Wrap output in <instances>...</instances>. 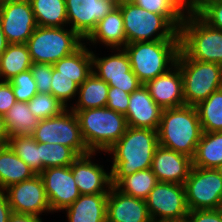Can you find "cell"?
Instances as JSON below:
<instances>
[{
    "mask_svg": "<svg viewBox=\"0 0 222 222\" xmlns=\"http://www.w3.org/2000/svg\"><path fill=\"white\" fill-rule=\"evenodd\" d=\"M158 146V130L128 126L124 135L103 153L104 158H109L111 163L112 186L123 177L151 168Z\"/></svg>",
    "mask_w": 222,
    "mask_h": 222,
    "instance_id": "1",
    "label": "cell"
},
{
    "mask_svg": "<svg viewBox=\"0 0 222 222\" xmlns=\"http://www.w3.org/2000/svg\"><path fill=\"white\" fill-rule=\"evenodd\" d=\"M202 133L195 106L163 109L158 129L160 146L193 158Z\"/></svg>",
    "mask_w": 222,
    "mask_h": 222,
    "instance_id": "2",
    "label": "cell"
},
{
    "mask_svg": "<svg viewBox=\"0 0 222 222\" xmlns=\"http://www.w3.org/2000/svg\"><path fill=\"white\" fill-rule=\"evenodd\" d=\"M132 72L145 85L176 65L180 40L142 41L126 44Z\"/></svg>",
    "mask_w": 222,
    "mask_h": 222,
    "instance_id": "3",
    "label": "cell"
},
{
    "mask_svg": "<svg viewBox=\"0 0 222 222\" xmlns=\"http://www.w3.org/2000/svg\"><path fill=\"white\" fill-rule=\"evenodd\" d=\"M72 111L78 117L83 140L90 152H107L128 128L125 115L107 107Z\"/></svg>",
    "mask_w": 222,
    "mask_h": 222,
    "instance_id": "4",
    "label": "cell"
},
{
    "mask_svg": "<svg viewBox=\"0 0 222 222\" xmlns=\"http://www.w3.org/2000/svg\"><path fill=\"white\" fill-rule=\"evenodd\" d=\"M179 36L180 49L190 59L222 66V30L209 26L194 11H188Z\"/></svg>",
    "mask_w": 222,
    "mask_h": 222,
    "instance_id": "5",
    "label": "cell"
},
{
    "mask_svg": "<svg viewBox=\"0 0 222 222\" xmlns=\"http://www.w3.org/2000/svg\"><path fill=\"white\" fill-rule=\"evenodd\" d=\"M176 65L182 73L185 105L197 106L222 88L221 65L192 60L181 49Z\"/></svg>",
    "mask_w": 222,
    "mask_h": 222,
    "instance_id": "6",
    "label": "cell"
},
{
    "mask_svg": "<svg viewBox=\"0 0 222 222\" xmlns=\"http://www.w3.org/2000/svg\"><path fill=\"white\" fill-rule=\"evenodd\" d=\"M84 40L70 27L37 26L26 45L33 63L54 64L73 54Z\"/></svg>",
    "mask_w": 222,
    "mask_h": 222,
    "instance_id": "7",
    "label": "cell"
},
{
    "mask_svg": "<svg viewBox=\"0 0 222 222\" xmlns=\"http://www.w3.org/2000/svg\"><path fill=\"white\" fill-rule=\"evenodd\" d=\"M127 44L142 41L180 40L179 30L163 15L133 3L119 5Z\"/></svg>",
    "mask_w": 222,
    "mask_h": 222,
    "instance_id": "8",
    "label": "cell"
},
{
    "mask_svg": "<svg viewBox=\"0 0 222 222\" xmlns=\"http://www.w3.org/2000/svg\"><path fill=\"white\" fill-rule=\"evenodd\" d=\"M31 136L39 143L67 146L78 156L91 153L83 140L78 117L70 108L58 116L40 120Z\"/></svg>",
    "mask_w": 222,
    "mask_h": 222,
    "instance_id": "9",
    "label": "cell"
},
{
    "mask_svg": "<svg viewBox=\"0 0 222 222\" xmlns=\"http://www.w3.org/2000/svg\"><path fill=\"white\" fill-rule=\"evenodd\" d=\"M103 53L92 49V72L109 87H117L131 94L143 85L132 72L129 57L123 48L104 49Z\"/></svg>",
    "mask_w": 222,
    "mask_h": 222,
    "instance_id": "10",
    "label": "cell"
},
{
    "mask_svg": "<svg viewBox=\"0 0 222 222\" xmlns=\"http://www.w3.org/2000/svg\"><path fill=\"white\" fill-rule=\"evenodd\" d=\"M184 188L189 210L221 208L222 177L214 168L192 166Z\"/></svg>",
    "mask_w": 222,
    "mask_h": 222,
    "instance_id": "11",
    "label": "cell"
},
{
    "mask_svg": "<svg viewBox=\"0 0 222 222\" xmlns=\"http://www.w3.org/2000/svg\"><path fill=\"white\" fill-rule=\"evenodd\" d=\"M145 201L152 222L183 220L189 212L184 184L158 182Z\"/></svg>",
    "mask_w": 222,
    "mask_h": 222,
    "instance_id": "12",
    "label": "cell"
},
{
    "mask_svg": "<svg viewBox=\"0 0 222 222\" xmlns=\"http://www.w3.org/2000/svg\"><path fill=\"white\" fill-rule=\"evenodd\" d=\"M101 155L103 153L91 152L79 156L70 165L80 195L109 193L112 187L111 168L108 165V158L106 162ZM98 156H101V161L100 158H96ZM103 162L107 163L109 168L106 164L104 166Z\"/></svg>",
    "mask_w": 222,
    "mask_h": 222,
    "instance_id": "13",
    "label": "cell"
},
{
    "mask_svg": "<svg viewBox=\"0 0 222 222\" xmlns=\"http://www.w3.org/2000/svg\"><path fill=\"white\" fill-rule=\"evenodd\" d=\"M12 212L39 217L52 215L43 180L40 175L9 186L4 190Z\"/></svg>",
    "mask_w": 222,
    "mask_h": 222,
    "instance_id": "14",
    "label": "cell"
},
{
    "mask_svg": "<svg viewBox=\"0 0 222 222\" xmlns=\"http://www.w3.org/2000/svg\"><path fill=\"white\" fill-rule=\"evenodd\" d=\"M0 21L9 44H26L37 23L29 0L0 3Z\"/></svg>",
    "mask_w": 222,
    "mask_h": 222,
    "instance_id": "15",
    "label": "cell"
},
{
    "mask_svg": "<svg viewBox=\"0 0 222 222\" xmlns=\"http://www.w3.org/2000/svg\"><path fill=\"white\" fill-rule=\"evenodd\" d=\"M65 4L68 27L83 40L117 7L115 0H65Z\"/></svg>",
    "mask_w": 222,
    "mask_h": 222,
    "instance_id": "16",
    "label": "cell"
},
{
    "mask_svg": "<svg viewBox=\"0 0 222 222\" xmlns=\"http://www.w3.org/2000/svg\"><path fill=\"white\" fill-rule=\"evenodd\" d=\"M39 175L53 215L60 214L80 196L70 166L46 168Z\"/></svg>",
    "mask_w": 222,
    "mask_h": 222,
    "instance_id": "17",
    "label": "cell"
},
{
    "mask_svg": "<svg viewBox=\"0 0 222 222\" xmlns=\"http://www.w3.org/2000/svg\"><path fill=\"white\" fill-rule=\"evenodd\" d=\"M162 112L149 90L142 85L131 93L125 117L129 127L158 130Z\"/></svg>",
    "mask_w": 222,
    "mask_h": 222,
    "instance_id": "18",
    "label": "cell"
},
{
    "mask_svg": "<svg viewBox=\"0 0 222 222\" xmlns=\"http://www.w3.org/2000/svg\"><path fill=\"white\" fill-rule=\"evenodd\" d=\"M192 168L189 156L158 146L152 159V172L159 182L184 184Z\"/></svg>",
    "mask_w": 222,
    "mask_h": 222,
    "instance_id": "19",
    "label": "cell"
},
{
    "mask_svg": "<svg viewBox=\"0 0 222 222\" xmlns=\"http://www.w3.org/2000/svg\"><path fill=\"white\" fill-rule=\"evenodd\" d=\"M145 86L152 99L162 109L185 105L182 73L177 65L166 73L148 81Z\"/></svg>",
    "mask_w": 222,
    "mask_h": 222,
    "instance_id": "20",
    "label": "cell"
},
{
    "mask_svg": "<svg viewBox=\"0 0 222 222\" xmlns=\"http://www.w3.org/2000/svg\"><path fill=\"white\" fill-rule=\"evenodd\" d=\"M84 43L91 49H97L99 47L101 51H103L101 48H124L126 46L127 37L124 31L123 16L119 6L114 8L97 23L95 29L84 40Z\"/></svg>",
    "mask_w": 222,
    "mask_h": 222,
    "instance_id": "21",
    "label": "cell"
},
{
    "mask_svg": "<svg viewBox=\"0 0 222 222\" xmlns=\"http://www.w3.org/2000/svg\"><path fill=\"white\" fill-rule=\"evenodd\" d=\"M107 222H152L146 201L126 195L114 186L107 197Z\"/></svg>",
    "mask_w": 222,
    "mask_h": 222,
    "instance_id": "22",
    "label": "cell"
},
{
    "mask_svg": "<svg viewBox=\"0 0 222 222\" xmlns=\"http://www.w3.org/2000/svg\"><path fill=\"white\" fill-rule=\"evenodd\" d=\"M108 194L80 195L61 213L66 222H107Z\"/></svg>",
    "mask_w": 222,
    "mask_h": 222,
    "instance_id": "23",
    "label": "cell"
},
{
    "mask_svg": "<svg viewBox=\"0 0 222 222\" xmlns=\"http://www.w3.org/2000/svg\"><path fill=\"white\" fill-rule=\"evenodd\" d=\"M57 75L70 77L80 86L92 73V49L85 43L73 54L53 64Z\"/></svg>",
    "mask_w": 222,
    "mask_h": 222,
    "instance_id": "24",
    "label": "cell"
},
{
    "mask_svg": "<svg viewBox=\"0 0 222 222\" xmlns=\"http://www.w3.org/2000/svg\"><path fill=\"white\" fill-rule=\"evenodd\" d=\"M34 171L11 148L0 146V190L33 178Z\"/></svg>",
    "mask_w": 222,
    "mask_h": 222,
    "instance_id": "25",
    "label": "cell"
},
{
    "mask_svg": "<svg viewBox=\"0 0 222 222\" xmlns=\"http://www.w3.org/2000/svg\"><path fill=\"white\" fill-rule=\"evenodd\" d=\"M109 85L93 72L78 87V94L71 110H85L106 107Z\"/></svg>",
    "mask_w": 222,
    "mask_h": 222,
    "instance_id": "26",
    "label": "cell"
},
{
    "mask_svg": "<svg viewBox=\"0 0 222 222\" xmlns=\"http://www.w3.org/2000/svg\"><path fill=\"white\" fill-rule=\"evenodd\" d=\"M32 64L26 44H9L0 56V80L9 81L15 75L29 70Z\"/></svg>",
    "mask_w": 222,
    "mask_h": 222,
    "instance_id": "27",
    "label": "cell"
},
{
    "mask_svg": "<svg viewBox=\"0 0 222 222\" xmlns=\"http://www.w3.org/2000/svg\"><path fill=\"white\" fill-rule=\"evenodd\" d=\"M222 164V132H203L192 158V166L216 168Z\"/></svg>",
    "mask_w": 222,
    "mask_h": 222,
    "instance_id": "28",
    "label": "cell"
},
{
    "mask_svg": "<svg viewBox=\"0 0 222 222\" xmlns=\"http://www.w3.org/2000/svg\"><path fill=\"white\" fill-rule=\"evenodd\" d=\"M37 26H68L65 0H29Z\"/></svg>",
    "mask_w": 222,
    "mask_h": 222,
    "instance_id": "29",
    "label": "cell"
},
{
    "mask_svg": "<svg viewBox=\"0 0 222 222\" xmlns=\"http://www.w3.org/2000/svg\"><path fill=\"white\" fill-rule=\"evenodd\" d=\"M4 119L10 137L32 135L40 121L30 111L28 103L21 101L15 102Z\"/></svg>",
    "mask_w": 222,
    "mask_h": 222,
    "instance_id": "30",
    "label": "cell"
},
{
    "mask_svg": "<svg viewBox=\"0 0 222 222\" xmlns=\"http://www.w3.org/2000/svg\"><path fill=\"white\" fill-rule=\"evenodd\" d=\"M195 107L203 132H222V88Z\"/></svg>",
    "mask_w": 222,
    "mask_h": 222,
    "instance_id": "31",
    "label": "cell"
},
{
    "mask_svg": "<svg viewBox=\"0 0 222 222\" xmlns=\"http://www.w3.org/2000/svg\"><path fill=\"white\" fill-rule=\"evenodd\" d=\"M158 182L149 168L123 177L114 187L126 195L145 200Z\"/></svg>",
    "mask_w": 222,
    "mask_h": 222,
    "instance_id": "32",
    "label": "cell"
},
{
    "mask_svg": "<svg viewBox=\"0 0 222 222\" xmlns=\"http://www.w3.org/2000/svg\"><path fill=\"white\" fill-rule=\"evenodd\" d=\"M7 145L36 175L44 170L40 158V143L31 135L11 136Z\"/></svg>",
    "mask_w": 222,
    "mask_h": 222,
    "instance_id": "33",
    "label": "cell"
},
{
    "mask_svg": "<svg viewBox=\"0 0 222 222\" xmlns=\"http://www.w3.org/2000/svg\"><path fill=\"white\" fill-rule=\"evenodd\" d=\"M139 7L165 16L178 30H180L188 9L180 0H135Z\"/></svg>",
    "mask_w": 222,
    "mask_h": 222,
    "instance_id": "34",
    "label": "cell"
},
{
    "mask_svg": "<svg viewBox=\"0 0 222 222\" xmlns=\"http://www.w3.org/2000/svg\"><path fill=\"white\" fill-rule=\"evenodd\" d=\"M79 156L69 147L57 143H40V158L44 169L70 166Z\"/></svg>",
    "mask_w": 222,
    "mask_h": 222,
    "instance_id": "35",
    "label": "cell"
},
{
    "mask_svg": "<svg viewBox=\"0 0 222 222\" xmlns=\"http://www.w3.org/2000/svg\"><path fill=\"white\" fill-rule=\"evenodd\" d=\"M27 103L32 114L39 120L58 116L67 109L51 93H37Z\"/></svg>",
    "mask_w": 222,
    "mask_h": 222,
    "instance_id": "36",
    "label": "cell"
},
{
    "mask_svg": "<svg viewBox=\"0 0 222 222\" xmlns=\"http://www.w3.org/2000/svg\"><path fill=\"white\" fill-rule=\"evenodd\" d=\"M78 85L66 75H57V70L52 68L51 94L70 108L78 94Z\"/></svg>",
    "mask_w": 222,
    "mask_h": 222,
    "instance_id": "37",
    "label": "cell"
},
{
    "mask_svg": "<svg viewBox=\"0 0 222 222\" xmlns=\"http://www.w3.org/2000/svg\"><path fill=\"white\" fill-rule=\"evenodd\" d=\"M9 82L11 83L16 101L28 102L38 93L36 82L30 69L15 75Z\"/></svg>",
    "mask_w": 222,
    "mask_h": 222,
    "instance_id": "38",
    "label": "cell"
},
{
    "mask_svg": "<svg viewBox=\"0 0 222 222\" xmlns=\"http://www.w3.org/2000/svg\"><path fill=\"white\" fill-rule=\"evenodd\" d=\"M194 12L209 26L222 30V0H204Z\"/></svg>",
    "mask_w": 222,
    "mask_h": 222,
    "instance_id": "39",
    "label": "cell"
},
{
    "mask_svg": "<svg viewBox=\"0 0 222 222\" xmlns=\"http://www.w3.org/2000/svg\"><path fill=\"white\" fill-rule=\"evenodd\" d=\"M52 64L33 63L30 70L38 93H51Z\"/></svg>",
    "mask_w": 222,
    "mask_h": 222,
    "instance_id": "40",
    "label": "cell"
},
{
    "mask_svg": "<svg viewBox=\"0 0 222 222\" xmlns=\"http://www.w3.org/2000/svg\"><path fill=\"white\" fill-rule=\"evenodd\" d=\"M130 95L120 88L109 87L106 107L125 115L129 106Z\"/></svg>",
    "mask_w": 222,
    "mask_h": 222,
    "instance_id": "41",
    "label": "cell"
},
{
    "mask_svg": "<svg viewBox=\"0 0 222 222\" xmlns=\"http://www.w3.org/2000/svg\"><path fill=\"white\" fill-rule=\"evenodd\" d=\"M186 219L189 222H222L221 209L189 210Z\"/></svg>",
    "mask_w": 222,
    "mask_h": 222,
    "instance_id": "42",
    "label": "cell"
},
{
    "mask_svg": "<svg viewBox=\"0 0 222 222\" xmlns=\"http://www.w3.org/2000/svg\"><path fill=\"white\" fill-rule=\"evenodd\" d=\"M16 97L9 81L0 80V115H5L15 104Z\"/></svg>",
    "mask_w": 222,
    "mask_h": 222,
    "instance_id": "43",
    "label": "cell"
},
{
    "mask_svg": "<svg viewBox=\"0 0 222 222\" xmlns=\"http://www.w3.org/2000/svg\"><path fill=\"white\" fill-rule=\"evenodd\" d=\"M12 209L4 191L0 190V222H8Z\"/></svg>",
    "mask_w": 222,
    "mask_h": 222,
    "instance_id": "44",
    "label": "cell"
},
{
    "mask_svg": "<svg viewBox=\"0 0 222 222\" xmlns=\"http://www.w3.org/2000/svg\"><path fill=\"white\" fill-rule=\"evenodd\" d=\"M44 217H39L32 214H23L12 212L10 214L8 222H44Z\"/></svg>",
    "mask_w": 222,
    "mask_h": 222,
    "instance_id": "45",
    "label": "cell"
},
{
    "mask_svg": "<svg viewBox=\"0 0 222 222\" xmlns=\"http://www.w3.org/2000/svg\"><path fill=\"white\" fill-rule=\"evenodd\" d=\"M10 139V135L5 125V119L3 115H0V146H6Z\"/></svg>",
    "mask_w": 222,
    "mask_h": 222,
    "instance_id": "46",
    "label": "cell"
},
{
    "mask_svg": "<svg viewBox=\"0 0 222 222\" xmlns=\"http://www.w3.org/2000/svg\"><path fill=\"white\" fill-rule=\"evenodd\" d=\"M204 0H180V2L189 10L194 11Z\"/></svg>",
    "mask_w": 222,
    "mask_h": 222,
    "instance_id": "47",
    "label": "cell"
},
{
    "mask_svg": "<svg viewBox=\"0 0 222 222\" xmlns=\"http://www.w3.org/2000/svg\"><path fill=\"white\" fill-rule=\"evenodd\" d=\"M8 45H9V43L6 39V36L4 35L2 24H1V21H0V56L7 49Z\"/></svg>",
    "mask_w": 222,
    "mask_h": 222,
    "instance_id": "48",
    "label": "cell"
},
{
    "mask_svg": "<svg viewBox=\"0 0 222 222\" xmlns=\"http://www.w3.org/2000/svg\"><path fill=\"white\" fill-rule=\"evenodd\" d=\"M135 0H115L117 6L125 4V3H133Z\"/></svg>",
    "mask_w": 222,
    "mask_h": 222,
    "instance_id": "49",
    "label": "cell"
},
{
    "mask_svg": "<svg viewBox=\"0 0 222 222\" xmlns=\"http://www.w3.org/2000/svg\"><path fill=\"white\" fill-rule=\"evenodd\" d=\"M218 174L222 177V164L218 165L216 168H214Z\"/></svg>",
    "mask_w": 222,
    "mask_h": 222,
    "instance_id": "50",
    "label": "cell"
},
{
    "mask_svg": "<svg viewBox=\"0 0 222 222\" xmlns=\"http://www.w3.org/2000/svg\"><path fill=\"white\" fill-rule=\"evenodd\" d=\"M163 222H189L187 219L183 220H173V221H163Z\"/></svg>",
    "mask_w": 222,
    "mask_h": 222,
    "instance_id": "51",
    "label": "cell"
},
{
    "mask_svg": "<svg viewBox=\"0 0 222 222\" xmlns=\"http://www.w3.org/2000/svg\"><path fill=\"white\" fill-rule=\"evenodd\" d=\"M5 1H11V0H0V3L5 2Z\"/></svg>",
    "mask_w": 222,
    "mask_h": 222,
    "instance_id": "52",
    "label": "cell"
}]
</instances>
